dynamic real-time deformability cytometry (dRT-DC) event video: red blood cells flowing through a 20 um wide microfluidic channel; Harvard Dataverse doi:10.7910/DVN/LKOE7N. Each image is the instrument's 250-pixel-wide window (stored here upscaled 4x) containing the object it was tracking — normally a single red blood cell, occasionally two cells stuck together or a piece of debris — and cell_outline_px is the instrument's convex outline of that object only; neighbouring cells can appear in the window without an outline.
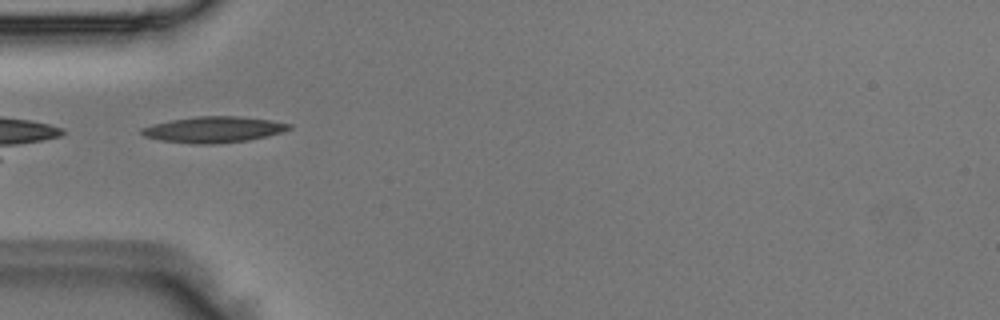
{"species": "Egyptian fruit bat (a non-hibernating species)", "species_latin": "Rousettus aegyptiacus", "temperature_condition": "room temperature", "stored_images_in_passage": 5, "camera_frame_rate_fps": 3000, "um_per_image_px": 0.085, "animal": {"sex": "male"}, "frame": {"image": 1, "passage_image": 5, "time_ms": 1.333, "image_size_px": [1000, 320], "cell_outline_px": [[292, 128], [280, 132], [248, 140], [212, 144], [192, 144], [160, 140], [144, 136], [140, 132], [140, 128], [152, 124], [172, 120], [196, 116], [240, 116], [268, 120], [292, 124]], "centroid_in_image_um": [18.11, 11.01], "position_along_channel_um": 66.9, "area_um2": 22.2}}